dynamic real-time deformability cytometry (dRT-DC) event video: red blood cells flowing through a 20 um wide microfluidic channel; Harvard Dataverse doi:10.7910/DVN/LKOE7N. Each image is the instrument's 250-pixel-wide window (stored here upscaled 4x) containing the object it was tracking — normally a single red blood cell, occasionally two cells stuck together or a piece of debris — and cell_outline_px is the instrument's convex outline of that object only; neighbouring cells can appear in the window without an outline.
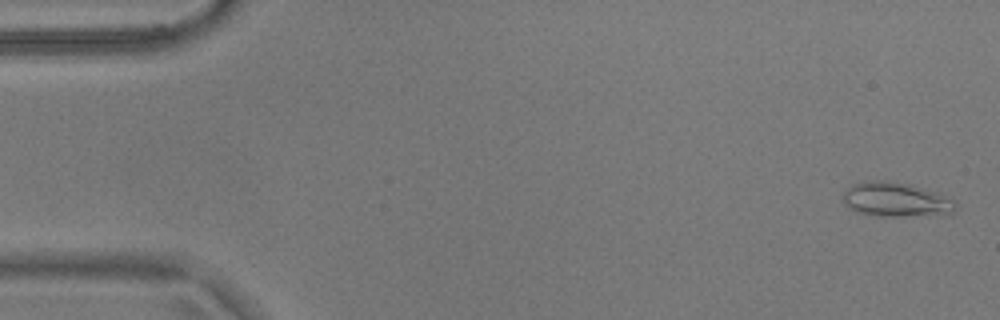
{"species": "common noctule bat (a hibernating species)", "species_latin": "Nyctalus noctula", "temperature_condition": "warm", "stored_images_in_passage": 55, "camera_frame_rate_fps": 3000, "um_per_image_px": 0.085, "animal": {"sex": "male", "body_mass_g": 17.9}, "frame": {"image": 1, "passage_image": 2, "time_ms": 0.333, "image_size_px": [1000, 320], "cell_outline_px": [[956, 208], [952, 212], [904, 216], [876, 216], [856, 212], [848, 208], [844, 204], [844, 188], [852, 184], [872, 180], [884, 180], [908, 184], [936, 192], [956, 200]], "centroid_in_image_um": [76.09, 16.95], "position_along_channel_um": 8.9, "area_um2": 22.43}}
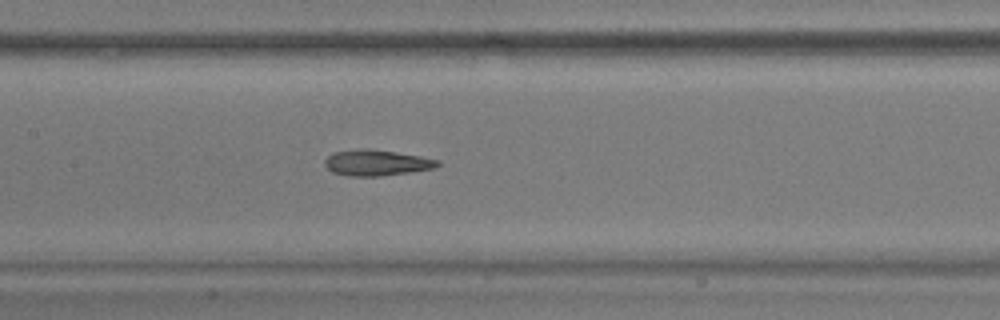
{"frame": {"image": 2, "passage_image": 26, "time_ms": 8.333, "image_size_px": [1000, 320], "cell_outline_px": [[440, 164], [432, 168], [408, 172], [380, 176], [348, 176], [332, 172], [324, 164], [324, 160], [332, 152], [360, 148], [368, 148], [396, 152], [420, 156], [440, 160]], "centroid_in_image_um": [31.96, 13.82], "position_along_channel_um": 175.4, "area_um2": 16.99}}
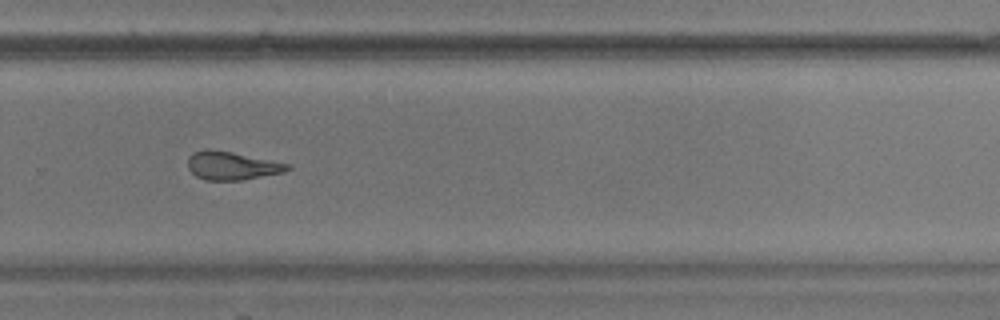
{"frame": {"image": 3, "passage_image": 37, "time_ms": 12.0, "image_size_px": [1000, 320], "cell_outline_px": [[292, 168], [284, 172], [240, 180], [204, 180], [196, 176], [188, 168], [188, 156], [192, 152], [204, 148], [212, 148], [232, 152], [288, 164]], "centroid_in_image_um": [19.64, 14.07], "position_along_channel_um": 310.2, "area_um2": 16.42}, "authors_computed_cell_mechanics": {"area_um2": 18.207, "velocity_mm_per_s": 3.6934, "shape_relaxation_time_tau1_ms": null, "shape_relaxation_time_tau2_ms": 5.3872, "deformation_change_tau1": null, "deformation_change_tau2": 0.1498}}